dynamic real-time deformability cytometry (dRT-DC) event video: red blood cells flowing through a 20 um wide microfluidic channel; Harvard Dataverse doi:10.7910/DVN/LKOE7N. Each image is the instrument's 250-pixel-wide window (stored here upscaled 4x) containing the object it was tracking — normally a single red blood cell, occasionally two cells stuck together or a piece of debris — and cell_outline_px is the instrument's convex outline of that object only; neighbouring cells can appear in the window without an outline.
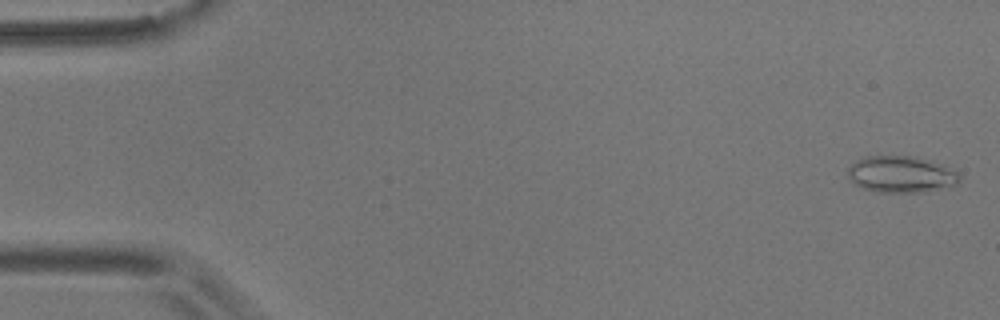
{"species": "common noctule bat (a hibernating species)", "species_latin": "Nyctalus noctula", "temperature_condition": "room temperature", "stored_images_in_passage": 56, "camera_frame_rate_fps": 3000, "um_per_image_px": 0.085, "animal": {"sex": "male", "body_mass_g": 17.9}, "frame": {"image": 1, "passage_image": 2, "time_ms": 0.333, "image_size_px": [1000, 320], "cell_outline_px": [[960, 184], [952, 188], [924, 192], [876, 192], [864, 188], [856, 184], [848, 176], [848, 168], [856, 160], [864, 156], [916, 156], [944, 164], [952, 168], [960, 176]], "centroid_in_image_um": [76.68, 14.82], "position_along_channel_um": 8.3, "area_um2": 24.28}}
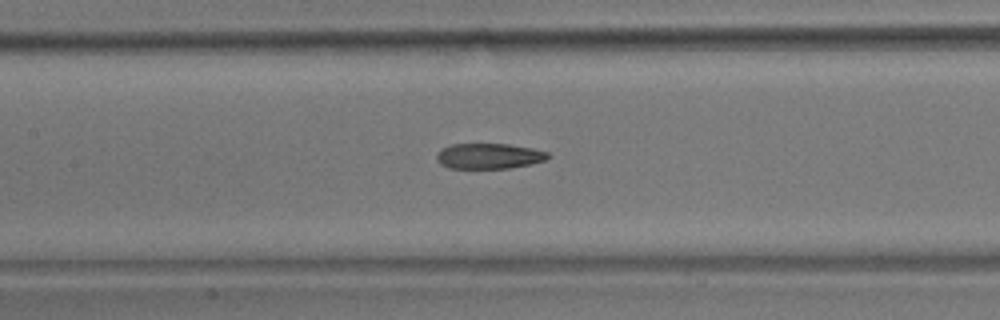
{"frame": {"image": 2, "passage_image": 26, "time_ms": 8.333, "image_size_px": [1000, 320], "cell_outline_px": [[552, 156], [544, 160], [532, 164], [512, 168], [448, 168], [440, 164], [436, 160], [436, 156], [440, 148], [452, 144], [508, 144], [532, 148], [548, 152]], "centroid_in_image_um": [41.56, 13.27], "position_along_channel_um": 165.8, "area_um2": 16.7}}
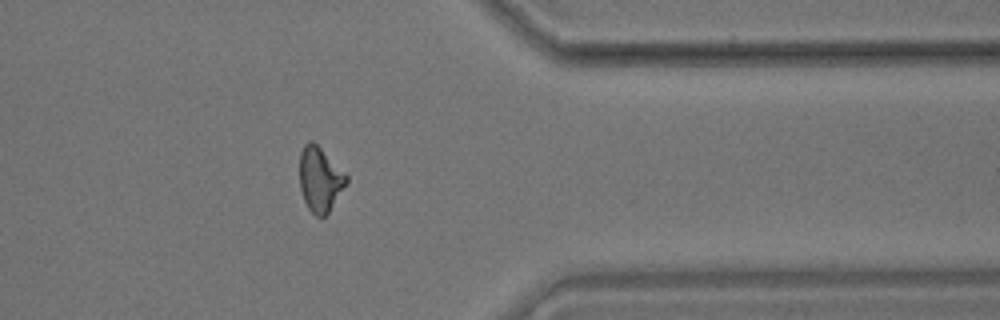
{"frame": {"image": 3, "passage_image": 45, "time_ms": 14.667, "image_size_px": [1000, 320], "cell_outline_px": [[348, 184], [328, 212], [324, 216], [316, 216], [308, 208], [304, 200], [300, 188], [300, 152], [304, 144], [308, 140], [312, 140], [348, 176]], "centroid_in_image_um": [27.2, 15.24], "position_along_channel_um": 384.2, "area_um2": 17.51}, "authors_computed_cell_mechanics": {"area_um2": 17.8313, "velocity_mm_per_s": 3.6452, "shape_relaxation_time_tau1_ms": null, "shape_relaxation_time_tau2_ms": 1.7428, "deformation_change_tau1": null, "deformation_change_tau2": 0.084}}